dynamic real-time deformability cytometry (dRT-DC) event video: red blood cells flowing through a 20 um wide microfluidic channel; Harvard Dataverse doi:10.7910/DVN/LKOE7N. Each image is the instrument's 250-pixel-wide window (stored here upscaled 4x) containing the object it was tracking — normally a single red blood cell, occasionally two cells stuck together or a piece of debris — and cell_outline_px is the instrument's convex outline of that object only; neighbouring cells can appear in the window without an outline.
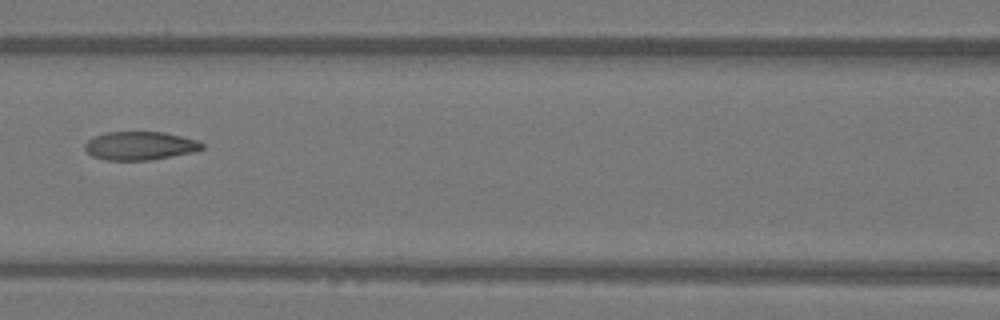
{"species": "Egyptian fruit bat (a non-hibernating species)", "species_latin": "Rousettus aegyptiacus", "temperature_condition": "warm", "stored_images_in_passage": 5, "camera_frame_rate_fps": 3000, "um_per_image_px": 0.085, "animal": {"sex": "female"}, "frame": {"image": 1, "passage_image": 5, "time_ms": 1.333, "image_size_px": [1000, 320], "cell_outline_px": [[204, 148], [192, 152], [148, 160], [104, 160], [92, 156], [84, 148], [84, 144], [92, 136], [108, 132], [164, 132], [196, 140], [204, 144]], "centroid_in_image_um": [11.85, 12.38], "position_along_channel_um": 154.8, "area_um2": 19.31}}